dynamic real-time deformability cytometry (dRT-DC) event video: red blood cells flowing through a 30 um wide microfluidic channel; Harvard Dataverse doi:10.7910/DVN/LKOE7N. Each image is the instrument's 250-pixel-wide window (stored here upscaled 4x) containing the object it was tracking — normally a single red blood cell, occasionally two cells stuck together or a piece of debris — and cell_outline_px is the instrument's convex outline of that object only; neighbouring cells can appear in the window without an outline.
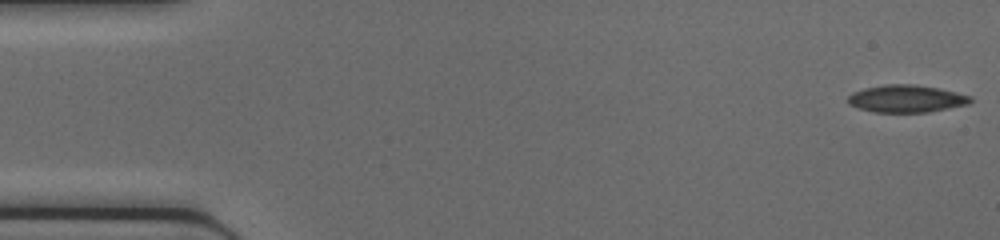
{"species": "common noctule bat (a hibernating species)", "species_latin": "Nyctalus noctula", "temperature_condition": "cold", "stored_images_in_passage": 44, "camera_frame_rate_fps": 3000, "um_per_image_px": 0.085, "animal": {"sex": "female", "body_mass_g": 17.0, "forearm_length_mm": 48.0}, "frame": {"image": 1, "passage_image": 1, "time_ms": 0.0, "image_size_px": [1000, 240], "cell_outline_px": [[972, 100], [968, 104], [928, 112], [872, 112], [848, 104], [848, 96], [852, 92], [864, 88], [884, 84], [916, 84], [940, 88], [972, 96]], "centroid_in_image_um": [77.03, 8.38], "position_along_channel_um": 8.0, "area_um2": 19.65}}
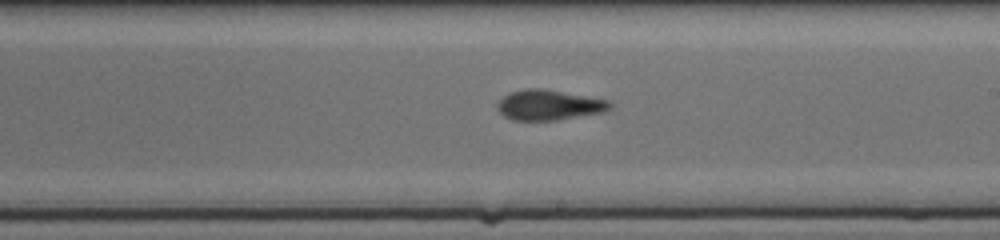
{"frame": {"image": 2, "passage_image": 26, "time_ms": 8.333, "image_size_px": [1000, 240], "cell_outline_px": [[612, 108], [600, 112], [556, 120], [512, 120], [504, 116], [496, 108], [496, 104], [508, 92], [524, 88], [544, 88], [612, 100]], "centroid_in_image_um": [46.65, 8.9], "position_along_channel_um": 242.3, "area_um2": 20.06}}
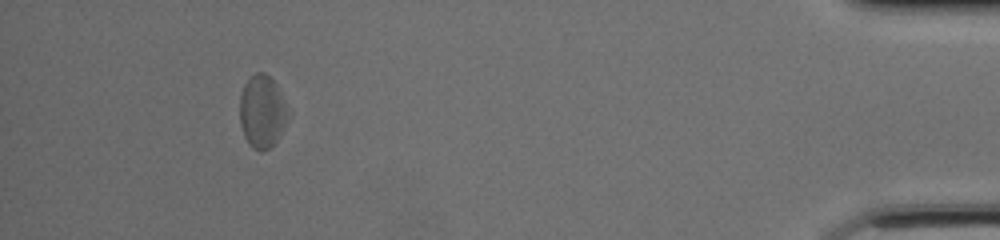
{"frame": {"image": 3, "passage_image": 42, "time_ms": 13.667, "image_size_px": [1000, 240], "cell_outline_px": [[288, 116], [276, 140], [268, 148], [260, 152], [252, 148], [248, 144], [244, 136], [240, 124], [240, 96], [244, 84], [256, 72], [264, 72], [276, 84]], "centroid_in_image_um": [22.22, 9.5], "position_along_channel_um": 413.0, "area_um2": 19.83}}